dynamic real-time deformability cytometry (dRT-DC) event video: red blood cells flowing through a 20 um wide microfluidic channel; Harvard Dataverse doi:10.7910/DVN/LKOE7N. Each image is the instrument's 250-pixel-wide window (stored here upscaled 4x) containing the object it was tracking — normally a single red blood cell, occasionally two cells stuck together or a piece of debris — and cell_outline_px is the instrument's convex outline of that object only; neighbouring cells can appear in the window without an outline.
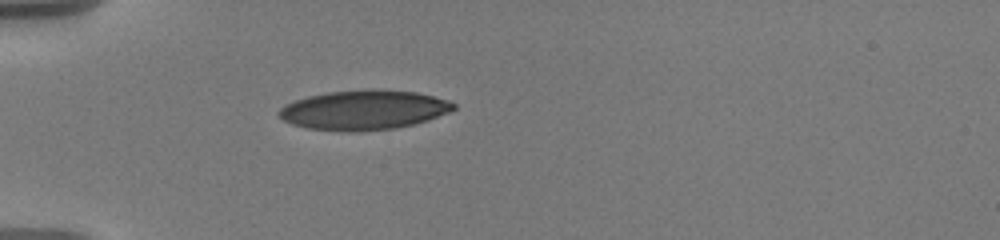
{"species": "human", "species_latin": "Homo sapiens", "temperature_condition": "warm", "stored_images_in_passage": 3, "camera_frame_rate_fps": 3000, "um_per_image_px": 0.085, "donor": {"sex": "male"}, "frame": {"image": 1, "passage_image": 1, "time_ms": 0.0, "image_size_px": [1000, 240], "cell_outline_px": [[456, 108], [448, 112], [428, 120], [412, 124], [392, 128], [308, 128], [292, 124], [284, 120], [276, 112], [284, 104], [308, 96], [328, 92], [372, 88], [416, 92], [448, 100], [456, 104]], "centroid_in_image_um": [30.94, 9.28], "position_along_channel_um": 54.1, "area_um2": 38.96}}
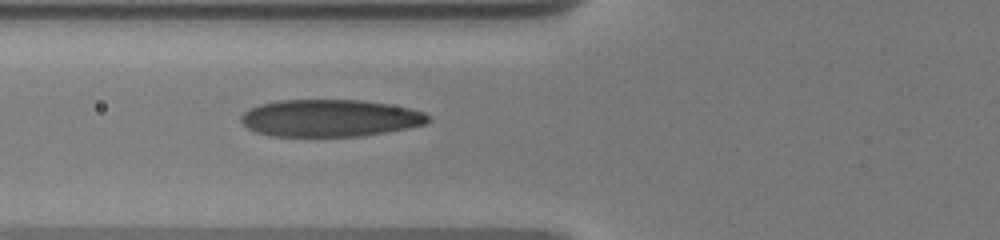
{"frame": {"image": 2, "passage_image": 3, "time_ms": 1.667, "image_size_px": [1000, 240], "cell_outline_px": [[432, 120], [424, 124], [408, 128], [360, 136], [272, 136], [256, 132], [248, 128], [240, 120], [240, 116], [248, 108], [260, 104], [276, 100], [364, 100], [388, 104], [408, 108], [424, 112]], "centroid_in_image_um": [28.02, 10.03], "position_along_channel_um": 97.8, "area_um2": 40.58}}